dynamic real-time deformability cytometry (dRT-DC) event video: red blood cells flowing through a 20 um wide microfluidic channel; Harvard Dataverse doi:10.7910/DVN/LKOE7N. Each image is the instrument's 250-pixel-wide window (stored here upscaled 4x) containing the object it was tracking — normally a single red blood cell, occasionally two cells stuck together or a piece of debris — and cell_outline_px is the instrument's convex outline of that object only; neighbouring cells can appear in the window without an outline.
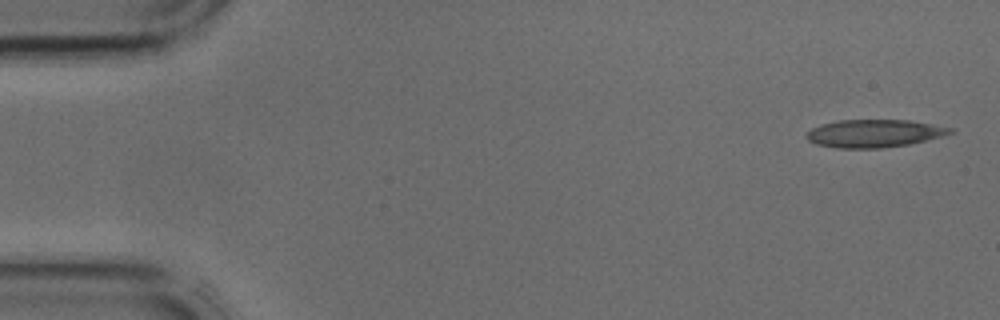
{"species": "common noctule bat (a hibernating species)", "species_latin": "Nyctalus noctula", "temperature_condition": "cold", "stored_images_in_passage": 41, "camera_frame_rate_fps": 3000, "um_per_image_px": 0.085, "animal": {"sex": "male", "body_mass_g": 17.9, "forearm_length_mm": 54.2}, "frame": {"image": 1, "passage_image": 1, "time_ms": 0.0, "image_size_px": [1000, 320], "cell_outline_px": [[956, 132], [944, 136], [908, 144], [880, 148], [836, 148], [816, 144], [808, 140], [804, 136], [812, 128], [820, 124], [836, 120], [908, 120], [952, 128]], "centroid_in_image_um": [74.28, 11.34], "position_along_channel_um": 10.7, "area_um2": 23.29}}
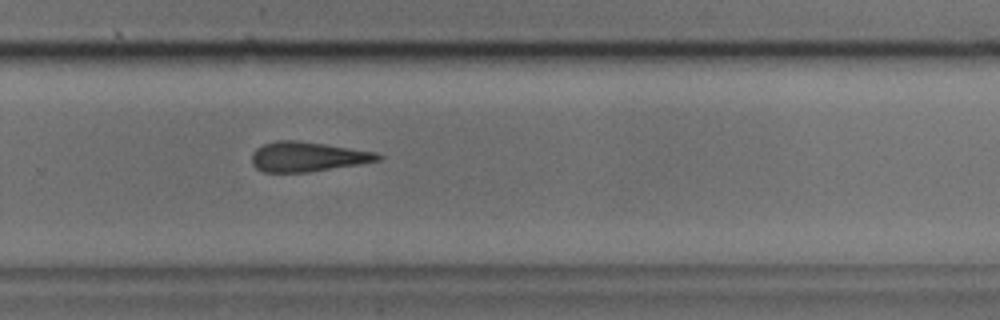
{"frame": {"image": 2, "passage_image": 27, "time_ms": 8.667, "image_size_px": [1000, 320], "cell_outline_px": [[384, 156], [380, 160], [360, 164], [308, 172], [264, 172], [256, 168], [252, 164], [252, 152], [256, 148], [264, 144], [276, 140], [296, 140], [324, 144], [376, 152]], "centroid_in_image_um": [26.13, 13.32], "position_along_channel_um": 303.7, "area_um2": 21.85}}
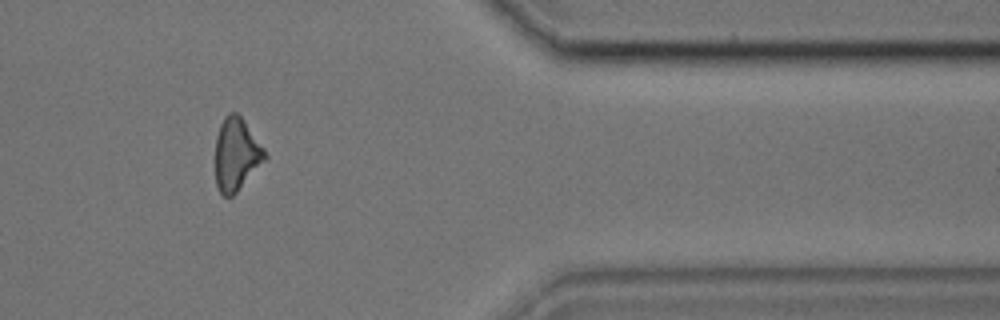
{"frame": {"image": 3, "passage_image": 34, "time_ms": 11.0, "image_size_px": [1000, 320], "cell_outline_px": [[268, 156], [236, 192], [232, 196], [224, 196], [220, 192], [216, 184], [216, 136], [220, 124], [224, 116], [228, 112], [236, 112], [244, 120], [264, 148]], "centroid_in_image_um": [20.08, 13.08], "position_along_channel_um": 391.3, "area_um2": 20.75}}